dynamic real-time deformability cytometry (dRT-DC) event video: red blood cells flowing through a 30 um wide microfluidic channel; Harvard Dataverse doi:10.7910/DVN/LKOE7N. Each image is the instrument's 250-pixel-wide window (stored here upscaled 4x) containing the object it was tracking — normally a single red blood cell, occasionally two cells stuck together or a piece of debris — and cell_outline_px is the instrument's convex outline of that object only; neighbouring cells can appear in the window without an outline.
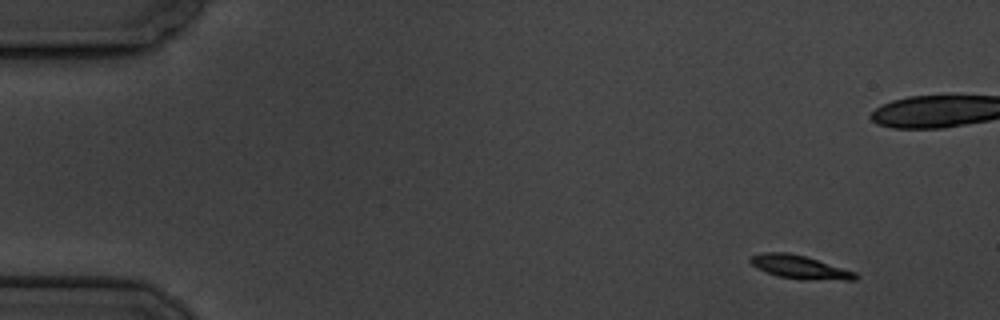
{"species": "common noctule bat (a hibernating species)", "species_latin": "Nyctalus noctula", "temperature_condition": "cold", "stored_images_in_passage": 6, "camera_frame_rate_fps": 3000, "um_per_image_px": 0.085, "animal": {"sex": "male", "body_mass_g": 19.5, "forearm_length_mm": 54.6}, "frame": {"image": 1, "passage_image": 1, "time_ms": 0.0, "image_size_px": [1000, 320], "cell_outline_px": [[860, 276], [856, 280], [844, 280], [780, 276], [756, 268], [748, 260], [752, 256], [764, 252], [788, 252], [804, 256], [856, 272]], "centroid_in_image_um": [67.98, 22.67], "position_along_channel_um": 17.0, "area_um2": 13.64}}
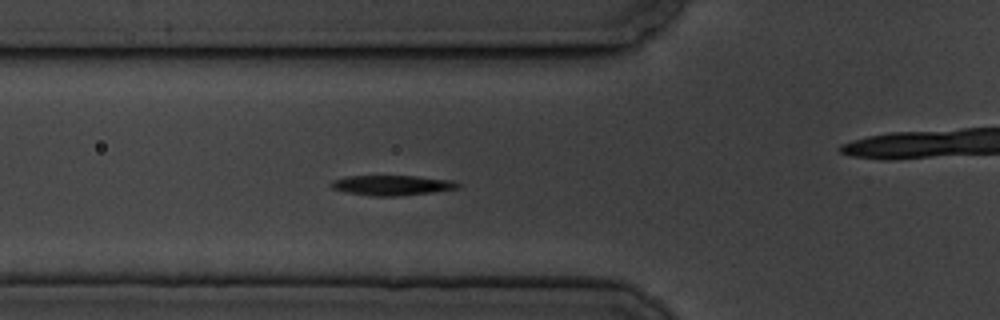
{"frame": {"image": 2, "passage_image": 5, "time_ms": 5.333, "image_size_px": [1000, 320], "cell_outline_px": [[460, 188], [432, 192], [396, 196], [376, 196], [348, 192], [332, 188], [328, 184], [332, 180], [344, 176], [416, 176], [452, 180], [460, 184]], "centroid_in_image_um": [33.31, 15.74], "position_along_channel_um": 92.5, "area_um2": 14.74}}